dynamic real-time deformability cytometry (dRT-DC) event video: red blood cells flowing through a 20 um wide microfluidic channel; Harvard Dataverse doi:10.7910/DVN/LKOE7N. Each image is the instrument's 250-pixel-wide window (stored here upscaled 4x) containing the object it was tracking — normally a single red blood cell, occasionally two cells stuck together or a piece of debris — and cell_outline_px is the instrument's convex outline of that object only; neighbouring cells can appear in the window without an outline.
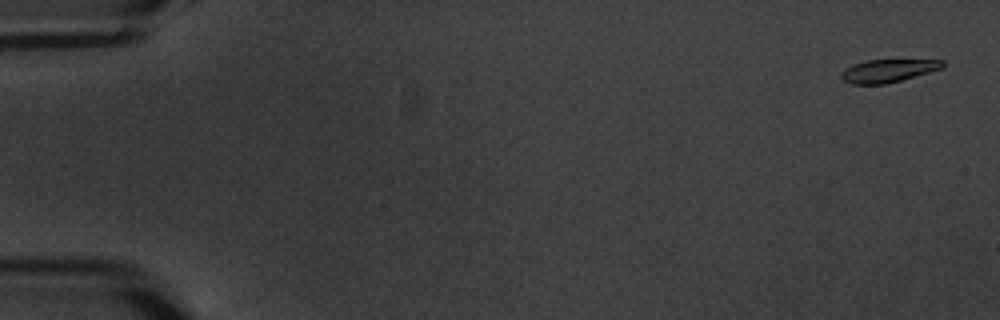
{"species": "common noctule bat (a hibernating species)", "species_latin": "Nyctalus noctula", "temperature_condition": "warm", "stored_images_in_passage": 6, "camera_frame_rate_fps": 3000, "um_per_image_px": 0.085, "animal": {"sex": "male", "body_mass_g": 20.1, "forearm_length_mm": 53.5}, "frame": {"image": 1, "passage_image": 1, "time_ms": 0.0, "image_size_px": [1000, 320], "cell_outline_px": [[944, 68], [900, 80], [884, 84], [852, 84], [844, 80], [840, 76], [848, 68], [856, 64], [868, 60], [944, 60]], "centroid_in_image_um": [75.54, 6.01], "position_along_channel_um": 9.5, "area_um2": 13.12}}
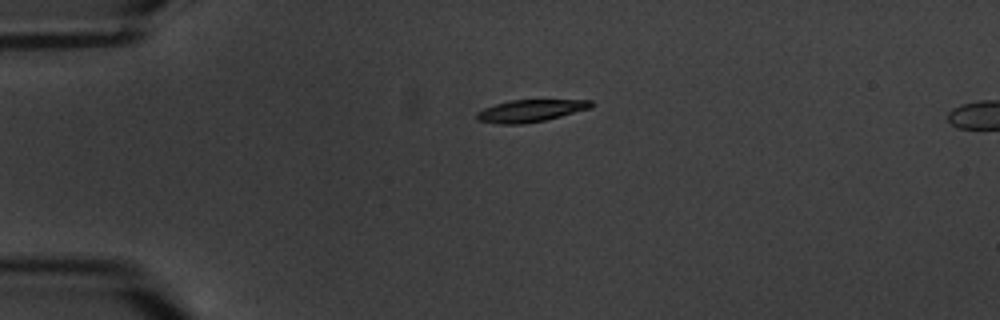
{"frame": {"image": 2, "passage_image": 4, "time_ms": 4.333, "image_size_px": [1000, 320], "cell_outline_px": [[596, 104], [592, 108], [544, 120], [524, 124], [500, 124], [476, 120], [476, 112], [484, 108], [496, 104], [512, 100], [592, 100]], "centroid_in_image_um": [45.11, 9.41], "position_along_channel_um": 39.9, "area_um2": 14.8}}